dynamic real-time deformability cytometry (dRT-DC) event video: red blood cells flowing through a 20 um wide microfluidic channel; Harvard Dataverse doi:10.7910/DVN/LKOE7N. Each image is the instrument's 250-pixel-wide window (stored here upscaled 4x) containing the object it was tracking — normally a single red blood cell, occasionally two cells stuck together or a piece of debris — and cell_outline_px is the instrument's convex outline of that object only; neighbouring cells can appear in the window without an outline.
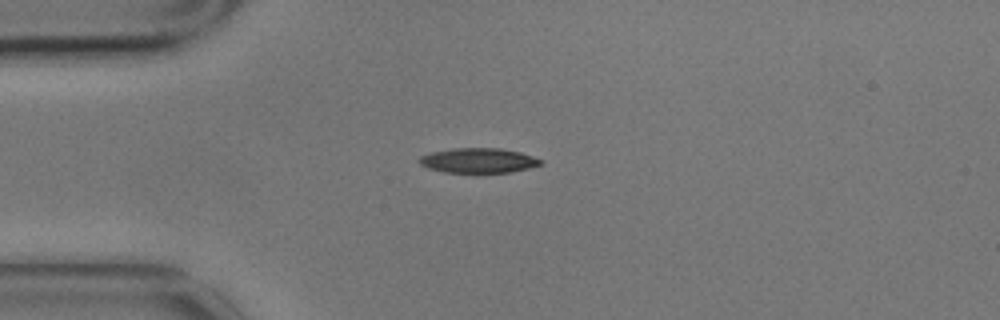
{"species": "common noctule bat (a hibernating species)", "species_latin": "Nyctalus noctula", "temperature_condition": "cold", "stored_images_in_passage": 6, "camera_frame_rate_fps": 3000, "um_per_image_px": 0.085, "animal": {"sex": "male", "body_mass_g": 17.9}, "frame": {"image": 1, "passage_image": 1, "time_ms": 0.0, "image_size_px": [1000, 320], "cell_outline_px": [[544, 160], [540, 164], [528, 168], [508, 172], [444, 172], [428, 168], [420, 164], [416, 160], [420, 156], [432, 152], [452, 148], [500, 148], [520, 152]], "centroid_in_image_um": [40.62, 13.63], "position_along_channel_um": 44.4, "area_um2": 17.46}}